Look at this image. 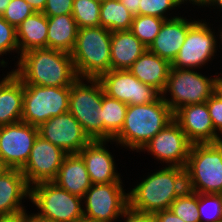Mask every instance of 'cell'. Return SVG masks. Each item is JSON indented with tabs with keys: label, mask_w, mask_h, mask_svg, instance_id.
I'll return each instance as SVG.
<instances>
[{
	"label": "cell",
	"mask_w": 222,
	"mask_h": 222,
	"mask_svg": "<svg viewBox=\"0 0 222 222\" xmlns=\"http://www.w3.org/2000/svg\"><path fill=\"white\" fill-rule=\"evenodd\" d=\"M12 72L24 85L71 86L79 77L71 54L51 48H34L20 55Z\"/></svg>",
	"instance_id": "obj_1"
},
{
	"label": "cell",
	"mask_w": 222,
	"mask_h": 222,
	"mask_svg": "<svg viewBox=\"0 0 222 222\" xmlns=\"http://www.w3.org/2000/svg\"><path fill=\"white\" fill-rule=\"evenodd\" d=\"M185 190V168L167 164L132 188L128 193V207L151 214L168 210L171 203Z\"/></svg>",
	"instance_id": "obj_2"
},
{
	"label": "cell",
	"mask_w": 222,
	"mask_h": 222,
	"mask_svg": "<svg viewBox=\"0 0 222 222\" xmlns=\"http://www.w3.org/2000/svg\"><path fill=\"white\" fill-rule=\"evenodd\" d=\"M174 120V113L162 95L148 104L128 105L121 131L110 140L140 152L159 131Z\"/></svg>",
	"instance_id": "obj_3"
},
{
	"label": "cell",
	"mask_w": 222,
	"mask_h": 222,
	"mask_svg": "<svg viewBox=\"0 0 222 222\" xmlns=\"http://www.w3.org/2000/svg\"><path fill=\"white\" fill-rule=\"evenodd\" d=\"M111 31L104 27L79 28L71 57L79 78H99L111 70Z\"/></svg>",
	"instance_id": "obj_4"
},
{
	"label": "cell",
	"mask_w": 222,
	"mask_h": 222,
	"mask_svg": "<svg viewBox=\"0 0 222 222\" xmlns=\"http://www.w3.org/2000/svg\"><path fill=\"white\" fill-rule=\"evenodd\" d=\"M185 170L187 189L222 194V141L192 144Z\"/></svg>",
	"instance_id": "obj_5"
},
{
	"label": "cell",
	"mask_w": 222,
	"mask_h": 222,
	"mask_svg": "<svg viewBox=\"0 0 222 222\" xmlns=\"http://www.w3.org/2000/svg\"><path fill=\"white\" fill-rule=\"evenodd\" d=\"M84 80L91 85L85 84ZM101 107L102 84L98 78H78L70 86L69 112L78 120L90 140H104Z\"/></svg>",
	"instance_id": "obj_6"
},
{
	"label": "cell",
	"mask_w": 222,
	"mask_h": 222,
	"mask_svg": "<svg viewBox=\"0 0 222 222\" xmlns=\"http://www.w3.org/2000/svg\"><path fill=\"white\" fill-rule=\"evenodd\" d=\"M29 200L40 210L38 215L55 222H74L84 217L83 198L69 193L53 181L32 186Z\"/></svg>",
	"instance_id": "obj_7"
},
{
	"label": "cell",
	"mask_w": 222,
	"mask_h": 222,
	"mask_svg": "<svg viewBox=\"0 0 222 222\" xmlns=\"http://www.w3.org/2000/svg\"><path fill=\"white\" fill-rule=\"evenodd\" d=\"M214 80L215 77H206L193 69L171 67L162 93L163 100L173 113L186 105L204 103L214 93ZM168 92L171 98L167 99Z\"/></svg>",
	"instance_id": "obj_8"
},
{
	"label": "cell",
	"mask_w": 222,
	"mask_h": 222,
	"mask_svg": "<svg viewBox=\"0 0 222 222\" xmlns=\"http://www.w3.org/2000/svg\"><path fill=\"white\" fill-rule=\"evenodd\" d=\"M70 86L24 85L22 120L39 127L54 116L69 111Z\"/></svg>",
	"instance_id": "obj_9"
},
{
	"label": "cell",
	"mask_w": 222,
	"mask_h": 222,
	"mask_svg": "<svg viewBox=\"0 0 222 222\" xmlns=\"http://www.w3.org/2000/svg\"><path fill=\"white\" fill-rule=\"evenodd\" d=\"M123 183L92 184L83 197L84 217L94 222H114L128 208Z\"/></svg>",
	"instance_id": "obj_10"
},
{
	"label": "cell",
	"mask_w": 222,
	"mask_h": 222,
	"mask_svg": "<svg viewBox=\"0 0 222 222\" xmlns=\"http://www.w3.org/2000/svg\"><path fill=\"white\" fill-rule=\"evenodd\" d=\"M204 22L196 21L188 29L185 41L171 63V67L193 70L199 67L198 69H200L202 65L216 56L217 37L208 23Z\"/></svg>",
	"instance_id": "obj_11"
},
{
	"label": "cell",
	"mask_w": 222,
	"mask_h": 222,
	"mask_svg": "<svg viewBox=\"0 0 222 222\" xmlns=\"http://www.w3.org/2000/svg\"><path fill=\"white\" fill-rule=\"evenodd\" d=\"M38 135V127L23 121L0 126V162L6 168L21 169Z\"/></svg>",
	"instance_id": "obj_12"
},
{
	"label": "cell",
	"mask_w": 222,
	"mask_h": 222,
	"mask_svg": "<svg viewBox=\"0 0 222 222\" xmlns=\"http://www.w3.org/2000/svg\"><path fill=\"white\" fill-rule=\"evenodd\" d=\"M66 155L58 146L38 135L26 164L20 169L28 186L54 181Z\"/></svg>",
	"instance_id": "obj_13"
},
{
	"label": "cell",
	"mask_w": 222,
	"mask_h": 222,
	"mask_svg": "<svg viewBox=\"0 0 222 222\" xmlns=\"http://www.w3.org/2000/svg\"><path fill=\"white\" fill-rule=\"evenodd\" d=\"M104 93L127 105L148 104L161 94L138 80L129 70H110L99 78Z\"/></svg>",
	"instance_id": "obj_14"
},
{
	"label": "cell",
	"mask_w": 222,
	"mask_h": 222,
	"mask_svg": "<svg viewBox=\"0 0 222 222\" xmlns=\"http://www.w3.org/2000/svg\"><path fill=\"white\" fill-rule=\"evenodd\" d=\"M192 143L179 124L173 120L159 131L140 151L151 153L168 166L186 167Z\"/></svg>",
	"instance_id": "obj_15"
},
{
	"label": "cell",
	"mask_w": 222,
	"mask_h": 222,
	"mask_svg": "<svg viewBox=\"0 0 222 222\" xmlns=\"http://www.w3.org/2000/svg\"><path fill=\"white\" fill-rule=\"evenodd\" d=\"M39 135L67 154L79 153L91 140L78 120L68 111L42 123Z\"/></svg>",
	"instance_id": "obj_16"
},
{
	"label": "cell",
	"mask_w": 222,
	"mask_h": 222,
	"mask_svg": "<svg viewBox=\"0 0 222 222\" xmlns=\"http://www.w3.org/2000/svg\"><path fill=\"white\" fill-rule=\"evenodd\" d=\"M174 120L192 144L222 141V136L214 130L206 102L181 107L174 113Z\"/></svg>",
	"instance_id": "obj_17"
},
{
	"label": "cell",
	"mask_w": 222,
	"mask_h": 222,
	"mask_svg": "<svg viewBox=\"0 0 222 222\" xmlns=\"http://www.w3.org/2000/svg\"><path fill=\"white\" fill-rule=\"evenodd\" d=\"M109 140H91L78 154L82 157L92 184L122 183L111 152Z\"/></svg>",
	"instance_id": "obj_18"
},
{
	"label": "cell",
	"mask_w": 222,
	"mask_h": 222,
	"mask_svg": "<svg viewBox=\"0 0 222 222\" xmlns=\"http://www.w3.org/2000/svg\"><path fill=\"white\" fill-rule=\"evenodd\" d=\"M30 197V187L20 169L7 168L0 175V215L21 216L26 210L23 198Z\"/></svg>",
	"instance_id": "obj_19"
},
{
	"label": "cell",
	"mask_w": 222,
	"mask_h": 222,
	"mask_svg": "<svg viewBox=\"0 0 222 222\" xmlns=\"http://www.w3.org/2000/svg\"><path fill=\"white\" fill-rule=\"evenodd\" d=\"M196 22L184 17L165 20L154 41L147 48L159 57L173 62L187 36L188 29Z\"/></svg>",
	"instance_id": "obj_20"
},
{
	"label": "cell",
	"mask_w": 222,
	"mask_h": 222,
	"mask_svg": "<svg viewBox=\"0 0 222 222\" xmlns=\"http://www.w3.org/2000/svg\"><path fill=\"white\" fill-rule=\"evenodd\" d=\"M24 84L11 71L0 81V126L22 120Z\"/></svg>",
	"instance_id": "obj_21"
},
{
	"label": "cell",
	"mask_w": 222,
	"mask_h": 222,
	"mask_svg": "<svg viewBox=\"0 0 222 222\" xmlns=\"http://www.w3.org/2000/svg\"><path fill=\"white\" fill-rule=\"evenodd\" d=\"M171 63L148 49L128 69L138 80L156 89L161 95L166 87Z\"/></svg>",
	"instance_id": "obj_22"
},
{
	"label": "cell",
	"mask_w": 222,
	"mask_h": 222,
	"mask_svg": "<svg viewBox=\"0 0 222 222\" xmlns=\"http://www.w3.org/2000/svg\"><path fill=\"white\" fill-rule=\"evenodd\" d=\"M53 182L69 193L82 198L92 186L85 163L78 153L65 156Z\"/></svg>",
	"instance_id": "obj_23"
},
{
	"label": "cell",
	"mask_w": 222,
	"mask_h": 222,
	"mask_svg": "<svg viewBox=\"0 0 222 222\" xmlns=\"http://www.w3.org/2000/svg\"><path fill=\"white\" fill-rule=\"evenodd\" d=\"M146 49L130 30L111 32V70H128Z\"/></svg>",
	"instance_id": "obj_24"
},
{
	"label": "cell",
	"mask_w": 222,
	"mask_h": 222,
	"mask_svg": "<svg viewBox=\"0 0 222 222\" xmlns=\"http://www.w3.org/2000/svg\"><path fill=\"white\" fill-rule=\"evenodd\" d=\"M48 17L34 12L16 28L20 55L34 48H47Z\"/></svg>",
	"instance_id": "obj_25"
},
{
	"label": "cell",
	"mask_w": 222,
	"mask_h": 222,
	"mask_svg": "<svg viewBox=\"0 0 222 222\" xmlns=\"http://www.w3.org/2000/svg\"><path fill=\"white\" fill-rule=\"evenodd\" d=\"M78 29L72 14L48 17L47 48L71 54Z\"/></svg>",
	"instance_id": "obj_26"
},
{
	"label": "cell",
	"mask_w": 222,
	"mask_h": 222,
	"mask_svg": "<svg viewBox=\"0 0 222 222\" xmlns=\"http://www.w3.org/2000/svg\"><path fill=\"white\" fill-rule=\"evenodd\" d=\"M128 105L104 93L102 87L101 121L104 123V140H113L121 131Z\"/></svg>",
	"instance_id": "obj_27"
},
{
	"label": "cell",
	"mask_w": 222,
	"mask_h": 222,
	"mask_svg": "<svg viewBox=\"0 0 222 222\" xmlns=\"http://www.w3.org/2000/svg\"><path fill=\"white\" fill-rule=\"evenodd\" d=\"M133 17L120 0L101 2L100 26L111 32L130 30Z\"/></svg>",
	"instance_id": "obj_28"
},
{
	"label": "cell",
	"mask_w": 222,
	"mask_h": 222,
	"mask_svg": "<svg viewBox=\"0 0 222 222\" xmlns=\"http://www.w3.org/2000/svg\"><path fill=\"white\" fill-rule=\"evenodd\" d=\"M100 6L96 0H74L72 15L78 28L99 27Z\"/></svg>",
	"instance_id": "obj_29"
},
{
	"label": "cell",
	"mask_w": 222,
	"mask_h": 222,
	"mask_svg": "<svg viewBox=\"0 0 222 222\" xmlns=\"http://www.w3.org/2000/svg\"><path fill=\"white\" fill-rule=\"evenodd\" d=\"M165 19L138 15L133 17L130 31L148 48L156 38Z\"/></svg>",
	"instance_id": "obj_30"
},
{
	"label": "cell",
	"mask_w": 222,
	"mask_h": 222,
	"mask_svg": "<svg viewBox=\"0 0 222 222\" xmlns=\"http://www.w3.org/2000/svg\"><path fill=\"white\" fill-rule=\"evenodd\" d=\"M170 210L185 222H200L198 193L186 188L170 206Z\"/></svg>",
	"instance_id": "obj_31"
},
{
	"label": "cell",
	"mask_w": 222,
	"mask_h": 222,
	"mask_svg": "<svg viewBox=\"0 0 222 222\" xmlns=\"http://www.w3.org/2000/svg\"><path fill=\"white\" fill-rule=\"evenodd\" d=\"M200 222L222 221V194L198 193Z\"/></svg>",
	"instance_id": "obj_32"
},
{
	"label": "cell",
	"mask_w": 222,
	"mask_h": 222,
	"mask_svg": "<svg viewBox=\"0 0 222 222\" xmlns=\"http://www.w3.org/2000/svg\"><path fill=\"white\" fill-rule=\"evenodd\" d=\"M139 5V15H150L169 20L178 16L167 18L165 14L168 10L170 11L175 9L174 7H179L181 3L179 0H140Z\"/></svg>",
	"instance_id": "obj_33"
},
{
	"label": "cell",
	"mask_w": 222,
	"mask_h": 222,
	"mask_svg": "<svg viewBox=\"0 0 222 222\" xmlns=\"http://www.w3.org/2000/svg\"><path fill=\"white\" fill-rule=\"evenodd\" d=\"M35 10L25 0H10L2 17L15 28L19 26Z\"/></svg>",
	"instance_id": "obj_34"
},
{
	"label": "cell",
	"mask_w": 222,
	"mask_h": 222,
	"mask_svg": "<svg viewBox=\"0 0 222 222\" xmlns=\"http://www.w3.org/2000/svg\"><path fill=\"white\" fill-rule=\"evenodd\" d=\"M15 50L19 56L16 28L0 16V57Z\"/></svg>",
	"instance_id": "obj_35"
},
{
	"label": "cell",
	"mask_w": 222,
	"mask_h": 222,
	"mask_svg": "<svg viewBox=\"0 0 222 222\" xmlns=\"http://www.w3.org/2000/svg\"><path fill=\"white\" fill-rule=\"evenodd\" d=\"M73 1L74 0H47L42 13L47 17L72 14Z\"/></svg>",
	"instance_id": "obj_36"
},
{
	"label": "cell",
	"mask_w": 222,
	"mask_h": 222,
	"mask_svg": "<svg viewBox=\"0 0 222 222\" xmlns=\"http://www.w3.org/2000/svg\"><path fill=\"white\" fill-rule=\"evenodd\" d=\"M214 130L222 134V99L214 93L206 101Z\"/></svg>",
	"instance_id": "obj_37"
},
{
	"label": "cell",
	"mask_w": 222,
	"mask_h": 222,
	"mask_svg": "<svg viewBox=\"0 0 222 222\" xmlns=\"http://www.w3.org/2000/svg\"><path fill=\"white\" fill-rule=\"evenodd\" d=\"M122 216L126 219L124 222H156L154 214L138 212L130 207L125 210Z\"/></svg>",
	"instance_id": "obj_38"
},
{
	"label": "cell",
	"mask_w": 222,
	"mask_h": 222,
	"mask_svg": "<svg viewBox=\"0 0 222 222\" xmlns=\"http://www.w3.org/2000/svg\"><path fill=\"white\" fill-rule=\"evenodd\" d=\"M156 222H185L176 216L170 209L161 210L154 213Z\"/></svg>",
	"instance_id": "obj_39"
},
{
	"label": "cell",
	"mask_w": 222,
	"mask_h": 222,
	"mask_svg": "<svg viewBox=\"0 0 222 222\" xmlns=\"http://www.w3.org/2000/svg\"><path fill=\"white\" fill-rule=\"evenodd\" d=\"M21 222H55V221H53L52 219L42 217L36 213L28 215L27 212L25 211L21 215Z\"/></svg>",
	"instance_id": "obj_40"
},
{
	"label": "cell",
	"mask_w": 222,
	"mask_h": 222,
	"mask_svg": "<svg viewBox=\"0 0 222 222\" xmlns=\"http://www.w3.org/2000/svg\"><path fill=\"white\" fill-rule=\"evenodd\" d=\"M127 10L133 15H139L140 0H120Z\"/></svg>",
	"instance_id": "obj_41"
},
{
	"label": "cell",
	"mask_w": 222,
	"mask_h": 222,
	"mask_svg": "<svg viewBox=\"0 0 222 222\" xmlns=\"http://www.w3.org/2000/svg\"><path fill=\"white\" fill-rule=\"evenodd\" d=\"M35 12H43L47 0H25Z\"/></svg>",
	"instance_id": "obj_42"
},
{
	"label": "cell",
	"mask_w": 222,
	"mask_h": 222,
	"mask_svg": "<svg viewBox=\"0 0 222 222\" xmlns=\"http://www.w3.org/2000/svg\"><path fill=\"white\" fill-rule=\"evenodd\" d=\"M214 94L222 99V76H215L214 80Z\"/></svg>",
	"instance_id": "obj_43"
},
{
	"label": "cell",
	"mask_w": 222,
	"mask_h": 222,
	"mask_svg": "<svg viewBox=\"0 0 222 222\" xmlns=\"http://www.w3.org/2000/svg\"><path fill=\"white\" fill-rule=\"evenodd\" d=\"M185 1L186 2H192V4L194 5H197V6H205L206 5V3L208 2V0H179V2L181 3V4H183V3H185Z\"/></svg>",
	"instance_id": "obj_44"
},
{
	"label": "cell",
	"mask_w": 222,
	"mask_h": 222,
	"mask_svg": "<svg viewBox=\"0 0 222 222\" xmlns=\"http://www.w3.org/2000/svg\"><path fill=\"white\" fill-rule=\"evenodd\" d=\"M0 222H21V216L2 217Z\"/></svg>",
	"instance_id": "obj_45"
},
{
	"label": "cell",
	"mask_w": 222,
	"mask_h": 222,
	"mask_svg": "<svg viewBox=\"0 0 222 222\" xmlns=\"http://www.w3.org/2000/svg\"><path fill=\"white\" fill-rule=\"evenodd\" d=\"M208 5V6H207ZM209 5L210 6H213V7H215V6H219L218 8L220 9L221 8V10H222V0H208V2L206 3V7H209Z\"/></svg>",
	"instance_id": "obj_46"
},
{
	"label": "cell",
	"mask_w": 222,
	"mask_h": 222,
	"mask_svg": "<svg viewBox=\"0 0 222 222\" xmlns=\"http://www.w3.org/2000/svg\"><path fill=\"white\" fill-rule=\"evenodd\" d=\"M9 3L10 0H0V16L3 15Z\"/></svg>",
	"instance_id": "obj_47"
},
{
	"label": "cell",
	"mask_w": 222,
	"mask_h": 222,
	"mask_svg": "<svg viewBox=\"0 0 222 222\" xmlns=\"http://www.w3.org/2000/svg\"><path fill=\"white\" fill-rule=\"evenodd\" d=\"M74 222H94V221L83 217V218H80V219H78V220H76V221H74Z\"/></svg>",
	"instance_id": "obj_48"
},
{
	"label": "cell",
	"mask_w": 222,
	"mask_h": 222,
	"mask_svg": "<svg viewBox=\"0 0 222 222\" xmlns=\"http://www.w3.org/2000/svg\"><path fill=\"white\" fill-rule=\"evenodd\" d=\"M7 168L0 162V175L6 170Z\"/></svg>",
	"instance_id": "obj_49"
},
{
	"label": "cell",
	"mask_w": 222,
	"mask_h": 222,
	"mask_svg": "<svg viewBox=\"0 0 222 222\" xmlns=\"http://www.w3.org/2000/svg\"><path fill=\"white\" fill-rule=\"evenodd\" d=\"M221 32H220V35H219V39H221V43H222V28H221V30H220ZM222 45V44H221Z\"/></svg>",
	"instance_id": "obj_50"
}]
</instances>
